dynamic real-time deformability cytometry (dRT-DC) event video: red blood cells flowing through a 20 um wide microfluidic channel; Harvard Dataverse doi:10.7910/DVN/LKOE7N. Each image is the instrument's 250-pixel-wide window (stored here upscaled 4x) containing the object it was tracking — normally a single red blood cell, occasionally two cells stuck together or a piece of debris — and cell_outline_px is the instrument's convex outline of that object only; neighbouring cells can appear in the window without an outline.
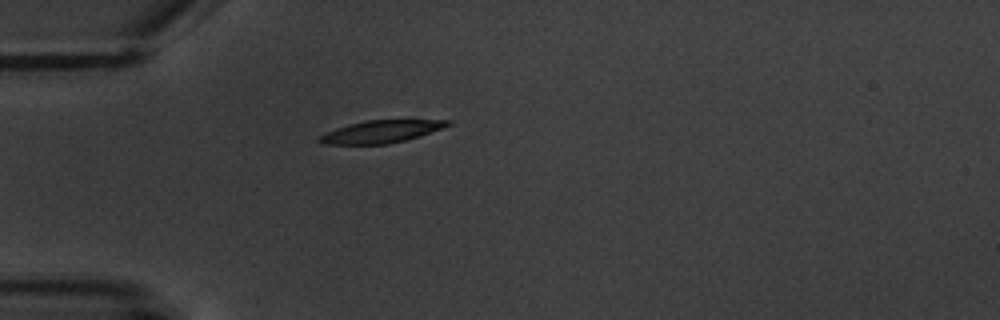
{"species": "common noctule bat (a hibernating species)", "species_latin": "Nyctalus noctula", "temperature_condition": "warm", "stored_images_in_passage": 1, "camera_frame_rate_fps": 3000, "um_per_image_px": 0.085, "animal": {"sex": "male", "body_mass_g": 20.1, "forearm_length_mm": 53.5}, "frame": {"image": 1, "passage_image": 1, "time_ms": 0.0, "image_size_px": [1000, 320], "cell_outline_px": [[452, 124], [444, 128], [404, 140], [388, 144], [324, 144], [316, 140], [316, 136], [324, 132], [348, 124], [368, 120], [452, 120]], "centroid_in_image_um": [32.34, 11.18], "position_along_channel_um": 52.7, "area_um2": 16.82}}